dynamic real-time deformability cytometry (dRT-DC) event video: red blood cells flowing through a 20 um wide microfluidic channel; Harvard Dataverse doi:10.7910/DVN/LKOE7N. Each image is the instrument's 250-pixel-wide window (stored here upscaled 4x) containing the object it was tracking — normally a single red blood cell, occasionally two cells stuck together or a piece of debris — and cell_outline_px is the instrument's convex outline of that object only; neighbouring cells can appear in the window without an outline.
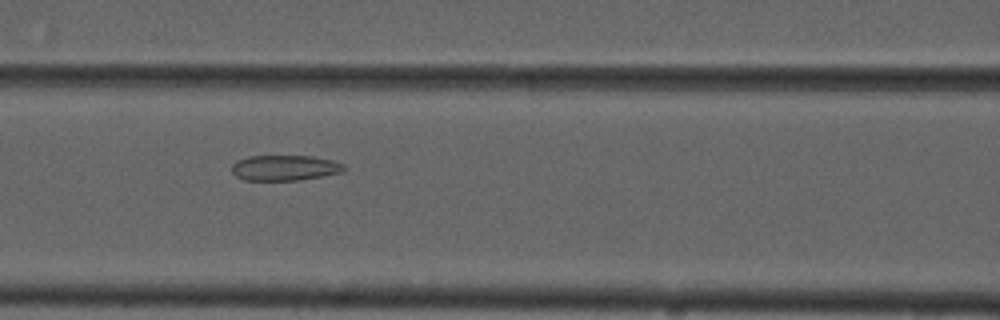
{"species": "common noctule bat (a hibernating species)", "species_latin": "Nyctalus noctula", "temperature_condition": "cold", "stored_images_in_passage": 38, "camera_frame_rate_fps": 3000, "um_per_image_px": 0.085, "animal": {"sex": "male", "forearm_length_mm": 52.5}, "frame": {"image": 1, "passage_image": 7, "time_ms": 2.0, "image_size_px": [1000, 320], "cell_outline_px": [[348, 168], [344, 172], [324, 176], [296, 180], [244, 180], [236, 176], [232, 172], [232, 164], [236, 160], [248, 156], [312, 156], [332, 160], [344, 164]], "centroid_in_image_um": [24.23, 14.26], "position_along_channel_um": 142.4, "area_um2": 16.82}}
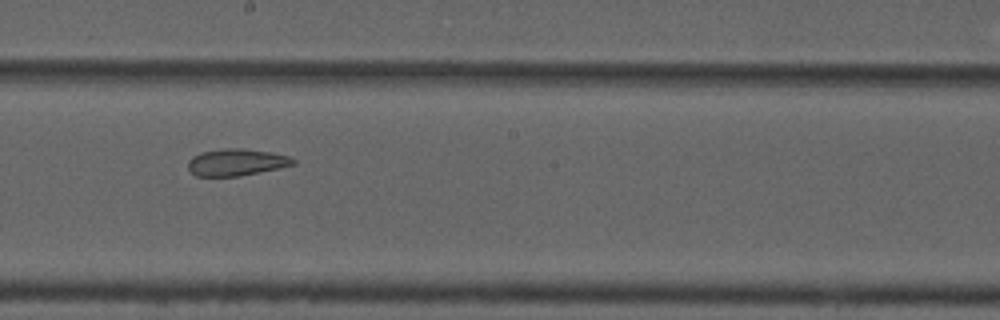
{"frame": {"image": 2, "passage_image": 14, "time_ms": 4.333, "image_size_px": [1000, 320], "cell_outline_px": [[296, 164], [280, 168], [240, 176], [196, 176], [188, 168], [188, 160], [192, 156], [200, 152], [224, 148], [240, 148], [272, 152], [288, 156], [296, 160]], "centroid_in_image_um": [20.1, 13.79], "position_along_channel_um": 228.1, "area_um2": 16.59}}
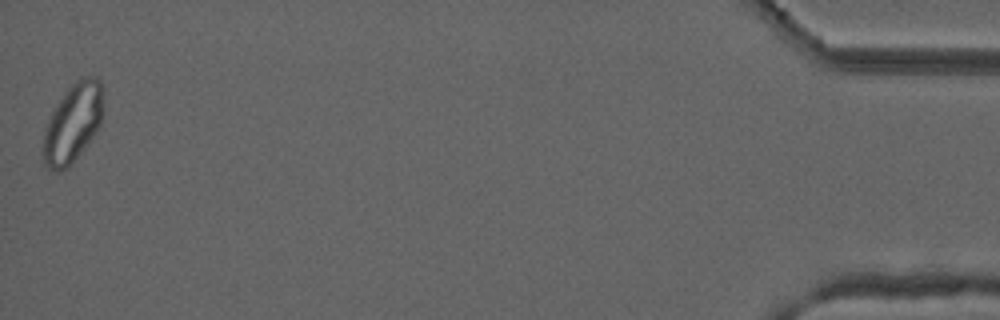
{"frame": {"image": 3, "passage_image": 38, "time_ms": 12.333, "image_size_px": [1000, 320], "cell_outline_px": [[104, 108], [100, 124], [96, 132], [84, 148], [68, 168], [60, 172], [52, 172], [44, 164], [40, 152], [44, 132], [48, 120], [52, 112], [68, 88], [76, 80], [84, 76], [96, 76], [104, 84]], "centroid_in_image_um": [6.2, 10.47], "position_along_channel_um": 429.0, "area_um2": 28.26}, "authors_computed_cell_mechanics": {"area_um2": 18.3804, "velocity_mm_per_s": 3.6825, "shape_relaxation_time_tau1_ms": null, "shape_relaxation_time_tau2_ms": 2.5888, "deformation_change_tau1": null, "deformation_change_tau2": 0.093}}